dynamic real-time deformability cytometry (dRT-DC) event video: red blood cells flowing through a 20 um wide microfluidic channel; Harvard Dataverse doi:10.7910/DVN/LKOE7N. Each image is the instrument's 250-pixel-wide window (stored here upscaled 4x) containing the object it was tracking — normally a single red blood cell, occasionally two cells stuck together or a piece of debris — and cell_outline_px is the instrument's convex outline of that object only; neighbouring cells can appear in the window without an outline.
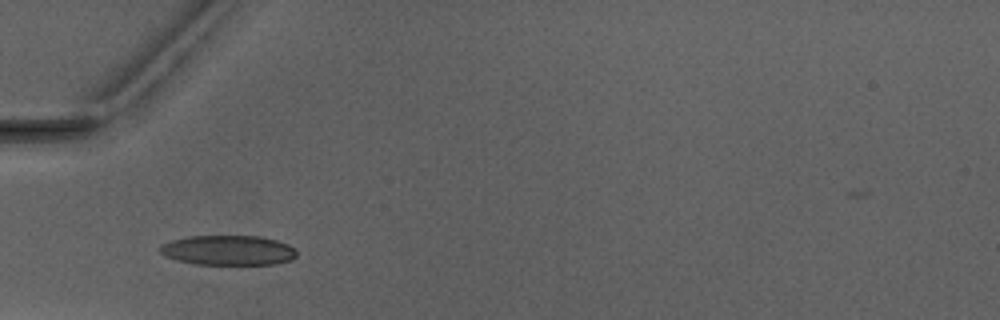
{"species": "Egyptian fruit bat (a non-hibernating species)", "species_latin": "Rousettus aegyptiacus", "temperature_condition": "warm", "stored_images_in_passage": 3, "camera_frame_rate_fps": 3000, "um_per_image_px": 0.085, "animal": {"sex": "male"}, "frame": {"image": 1, "passage_image": 2, "time_ms": 2.0, "image_size_px": [1000, 320], "cell_outline_px": [[296, 256], [292, 260], [276, 264], [196, 264], [176, 260], [164, 256], [156, 248], [160, 244], [172, 240], [188, 236], [260, 236], [276, 240], [288, 244], [296, 248]], "centroid_in_image_um": [19.37, 21.27], "position_along_channel_um": 65.6, "area_um2": 24.04}}
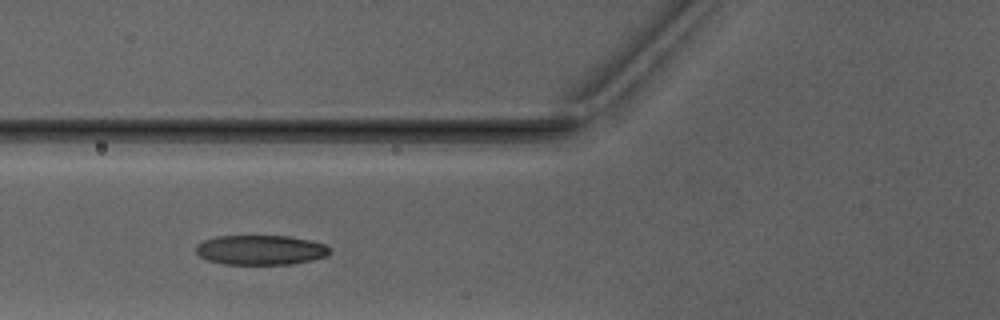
{"frame": {"image": 2, "passage_image": 3, "time_ms": 3.0, "image_size_px": [1000, 320], "cell_outline_px": [[332, 252], [328, 256], [312, 260], [292, 264], [224, 264], [208, 260], [200, 256], [196, 252], [196, 244], [204, 240], [216, 236], [288, 236], [308, 240], [324, 244], [332, 248]], "centroid_in_image_um": [22.18, 21.25], "position_along_channel_um": 103.6, "area_um2": 23.29}}